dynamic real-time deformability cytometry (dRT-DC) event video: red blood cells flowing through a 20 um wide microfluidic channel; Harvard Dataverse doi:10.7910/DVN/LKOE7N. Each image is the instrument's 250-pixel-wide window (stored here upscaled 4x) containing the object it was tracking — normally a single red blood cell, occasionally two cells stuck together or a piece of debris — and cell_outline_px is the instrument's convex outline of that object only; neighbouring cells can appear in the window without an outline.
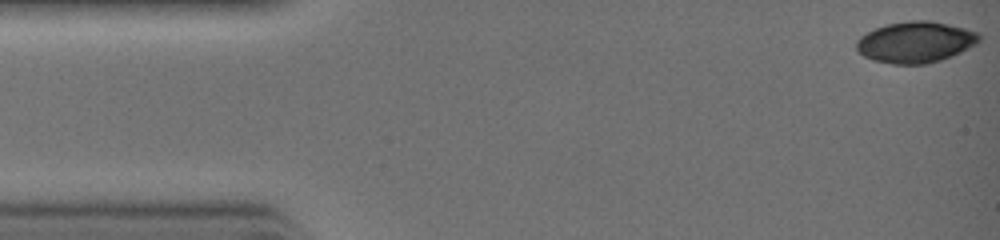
{"species": "common noctule bat (a hibernating species)", "species_latin": "Nyctalus noctula", "temperature_condition": "warm", "stored_images_in_passage": 30, "camera_frame_rate_fps": 3000, "um_per_image_px": 0.085, "animal": {"sex": "female", "body_mass_g": 19.0, "forearm_length_mm": 51.5}, "frame": {"image": 1, "passage_image": 1, "time_ms": 0.0, "image_size_px": [1000, 240], "cell_outline_px": [[980, 40], [976, 44], [960, 52], [940, 60], [924, 64], [892, 64], [872, 60], [864, 56], [856, 48], [856, 40], [860, 36], [876, 28], [888, 24], [912, 20], [928, 20], [948, 24], [980, 32]], "centroid_in_image_um": [77.82, 3.58], "position_along_channel_um": 7.2, "area_um2": 29.3}}
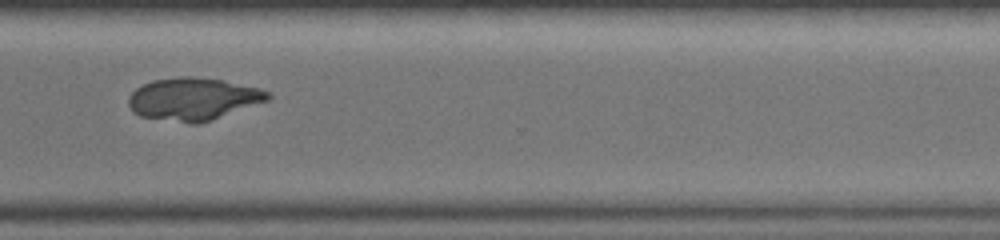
{"frame": {"image": 2, "passage_image": 24, "time_ms": 7.667, "image_size_px": [1000, 240], "cell_outline_px": [[272, 96], [268, 100], [212, 120], [200, 124], [188, 124], [140, 116], [132, 112], [128, 104], [128, 96], [136, 88], [152, 80], [176, 76], [192, 76], [224, 80], [260, 88], [272, 92]], "centroid_in_image_um": [16.42, 8.41], "position_along_channel_um": 354.2, "area_um2": 34.97}}
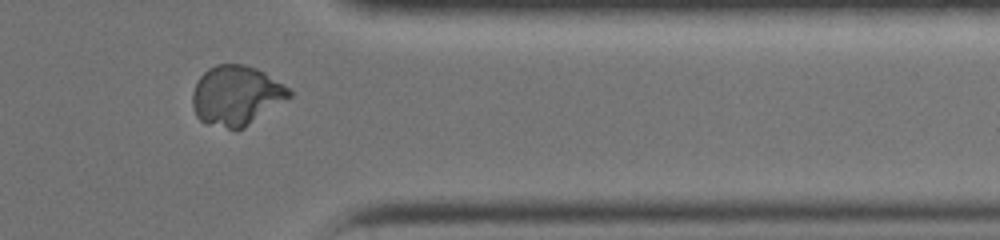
{"frame": {"image": 3, "passage_image": 26, "time_ms": 8.333, "image_size_px": [1000, 240], "cell_outline_px": [[292, 96], [244, 128], [236, 132], [208, 124], [200, 120], [196, 116], [192, 104], [192, 92], [200, 76], [208, 68], [216, 64], [244, 64], [256, 68], [264, 72], [284, 84], [292, 92]], "centroid_in_image_um": [20.07, 8.14], "position_along_channel_um": 391.3, "area_um2": 33.99}}